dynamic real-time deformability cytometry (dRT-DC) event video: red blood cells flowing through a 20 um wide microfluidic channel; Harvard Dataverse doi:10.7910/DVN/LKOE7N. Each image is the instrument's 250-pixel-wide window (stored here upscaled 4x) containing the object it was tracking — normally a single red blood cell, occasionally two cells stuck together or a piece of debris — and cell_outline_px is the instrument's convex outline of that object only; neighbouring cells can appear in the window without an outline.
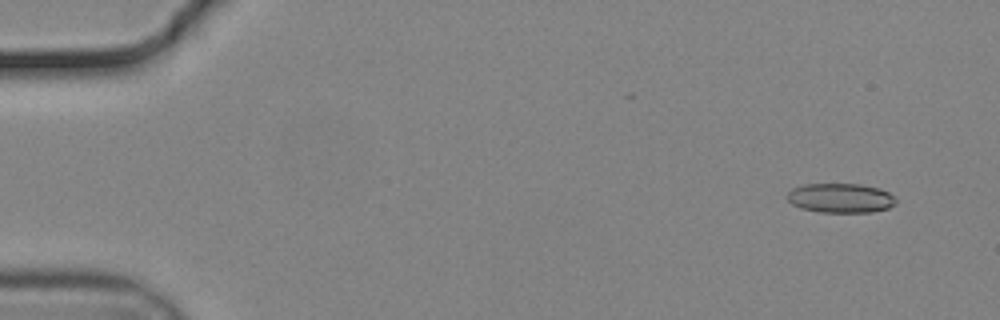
{"species": "common noctule bat (a hibernating species)", "species_latin": "Nyctalus noctula", "temperature_condition": "cold", "stored_images_in_passage": 52, "camera_frame_rate_fps": 3000, "um_per_image_px": 0.085, "animal": {"sex": "male", "body_mass_g": 19.2, "forearm_length_mm": 51.8}, "frame": {"image": 1, "passage_image": 1, "time_ms": 0.0, "image_size_px": [1000, 320], "cell_outline_px": [[896, 204], [888, 208], [872, 212], [820, 212], [800, 208], [792, 204], [788, 200], [788, 192], [792, 188], [804, 184], [860, 184], [880, 188], [888, 192], [896, 200]], "centroid_in_image_um": [71.45, 16.83], "position_along_channel_um": 13.6, "area_um2": 18.67}}
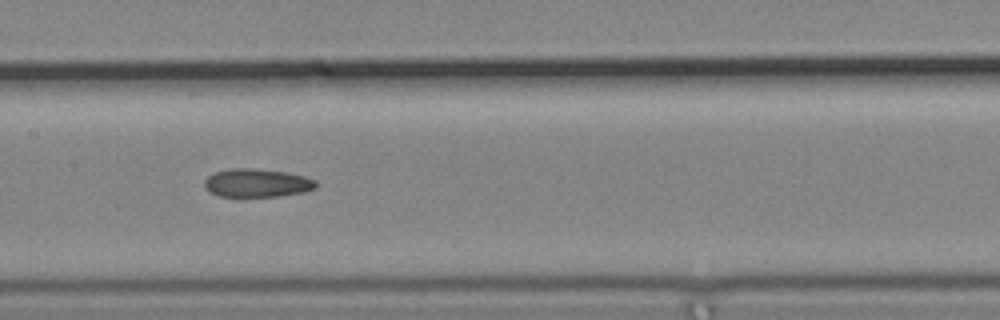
{"frame": {"image": 2, "passage_image": 25, "time_ms": 8.0, "image_size_px": [1000, 320], "cell_outline_px": [[316, 188], [304, 192], [276, 196], [216, 196], [208, 192], [204, 188], [204, 180], [212, 172], [232, 168], [252, 168], [284, 172], [304, 176], [316, 180]], "centroid_in_image_um": [21.78, 15.55], "position_along_channel_um": 185.6, "area_um2": 18.5}}
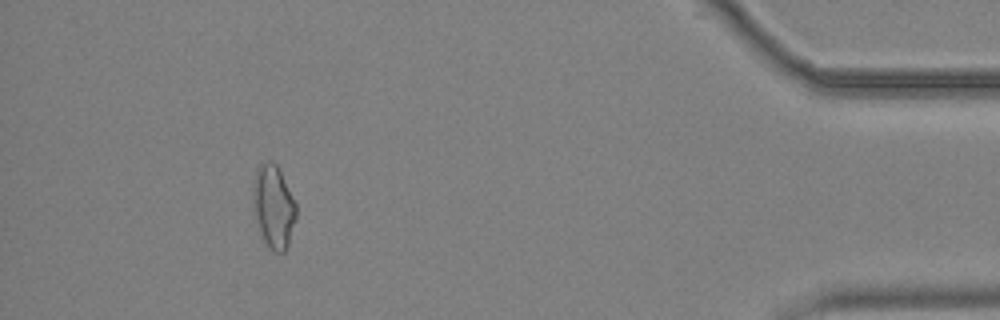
{"frame": {"image": 3, "passage_image": 48, "time_ms": 15.667, "image_size_px": [1000, 320], "cell_outline_px": [[296, 220], [288, 244], [284, 252], [272, 252], [268, 248], [264, 240], [256, 220], [252, 208], [252, 188], [256, 168], [260, 164], [268, 160], [272, 160], [276, 164], [296, 204]], "centroid_in_image_um": [23.22, 17.56], "position_along_channel_um": 412.0, "area_um2": 20.98}, "authors_computed_cell_mechanics": {"area_um2": 18.9006, "velocity_mm_per_s": 3.7189, "shape_relaxation_time_tau1_ms": null, "shape_relaxation_time_tau2_ms": 5.1605, "deformation_change_tau1": null, "deformation_change_tau2": 0.123}}